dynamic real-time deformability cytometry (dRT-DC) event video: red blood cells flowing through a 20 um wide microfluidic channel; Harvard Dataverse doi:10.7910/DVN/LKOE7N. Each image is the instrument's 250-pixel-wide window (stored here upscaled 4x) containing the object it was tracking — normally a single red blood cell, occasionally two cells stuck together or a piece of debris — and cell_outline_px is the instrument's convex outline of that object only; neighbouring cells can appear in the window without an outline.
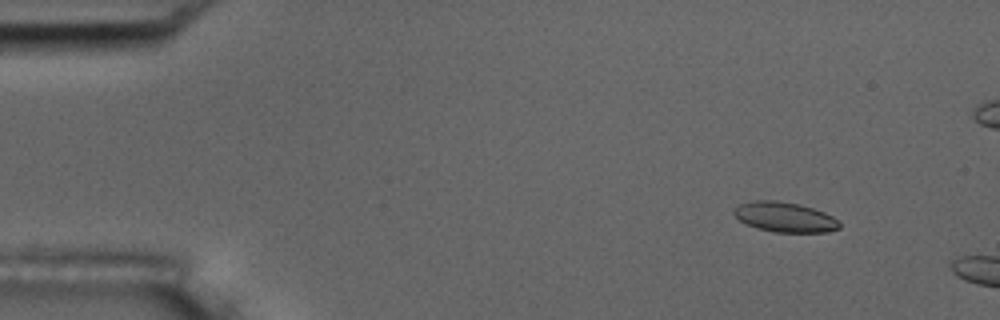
{"species": "common noctule bat (a hibernating species)", "species_latin": "Nyctalus noctula", "temperature_condition": "room temperature", "stored_images_in_passage": 9, "camera_frame_rate_fps": 3000, "um_per_image_px": 0.085, "animal": {"sex": "male", "body_mass_g": 17.5, "forearm_length_mm": 52.3}, "frame": {"image": 1, "passage_image": 6, "time_ms": 1.667, "image_size_px": [1000, 320], "cell_outline_px": [[840, 228], [828, 232], [776, 232], [756, 228], [740, 220], [732, 212], [740, 204], [756, 200], [776, 200], [796, 204], [812, 208], [824, 212], [832, 216], [840, 224]], "centroid_in_image_um": [66.71, 18.46], "position_along_channel_um": 18.3, "area_um2": 18.15}}